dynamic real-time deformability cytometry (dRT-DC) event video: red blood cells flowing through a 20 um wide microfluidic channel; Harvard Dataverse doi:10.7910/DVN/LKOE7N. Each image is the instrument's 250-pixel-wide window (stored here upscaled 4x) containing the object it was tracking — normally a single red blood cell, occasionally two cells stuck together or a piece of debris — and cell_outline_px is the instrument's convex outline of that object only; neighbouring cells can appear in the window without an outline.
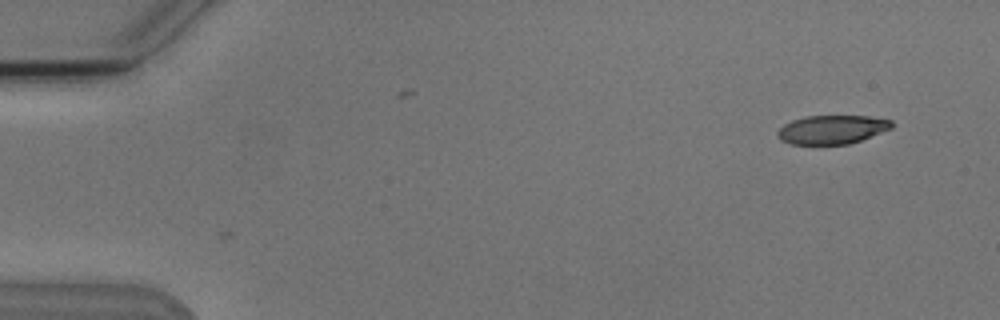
{"species": "Egyptian fruit bat (a non-hibernating species)", "species_latin": "Rousettus aegyptiacus", "temperature_condition": "cold", "stored_images_in_passage": 2, "camera_frame_rate_fps": 3000, "um_per_image_px": 0.085, "animal": {"sex": "male"}, "frame": {"image": 1, "passage_image": 2, "time_ms": 2.0, "image_size_px": [1000, 320], "cell_outline_px": [[892, 128], [860, 140], [848, 144], [792, 144], [780, 140], [776, 132], [784, 124], [792, 120], [804, 116], [868, 116], [892, 120]], "centroid_in_image_um": [70.7, 11.0], "position_along_channel_um": 14.3, "area_um2": 19.02}}